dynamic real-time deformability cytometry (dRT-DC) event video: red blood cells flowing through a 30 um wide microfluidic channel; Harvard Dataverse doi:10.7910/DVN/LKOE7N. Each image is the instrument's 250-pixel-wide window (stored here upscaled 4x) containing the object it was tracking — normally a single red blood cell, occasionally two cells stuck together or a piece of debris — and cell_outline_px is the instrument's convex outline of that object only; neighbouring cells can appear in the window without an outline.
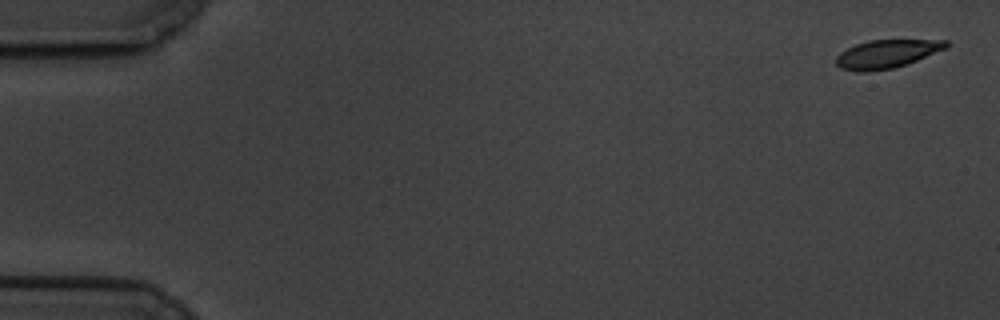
{"species": "common noctule bat (a hibernating species)", "species_latin": "Nyctalus noctula", "temperature_condition": "cold", "stored_images_in_passage": 7, "camera_frame_rate_fps": 3000, "um_per_image_px": 0.085, "animal": {"sex": "male", "body_mass_g": 19.5, "forearm_length_mm": 54.6}, "frame": {"image": 1, "passage_image": 1, "time_ms": 0.0, "image_size_px": [1000, 320], "cell_outline_px": [[948, 48], [908, 64], [892, 68], [868, 72], [856, 72], [840, 68], [836, 64], [836, 56], [840, 52], [856, 44], [868, 40], [948, 40]], "centroid_in_image_um": [75.38, 4.59], "position_along_channel_um": 9.6, "area_um2": 18.32}}
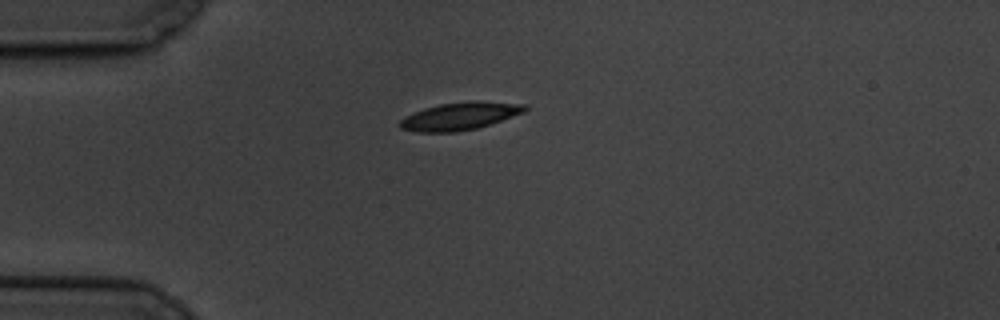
{"frame": {"image": 2, "passage_image": 5, "time_ms": 4.667, "image_size_px": [1000, 320], "cell_outline_px": [[528, 108], [524, 112], [476, 128], [456, 132], [416, 132], [400, 128], [400, 120], [404, 116], [424, 108], [440, 104], [468, 100], [476, 100], [528, 104]], "centroid_in_image_um": [39.08, 9.85], "position_along_channel_um": 45.9, "area_um2": 20.17}}
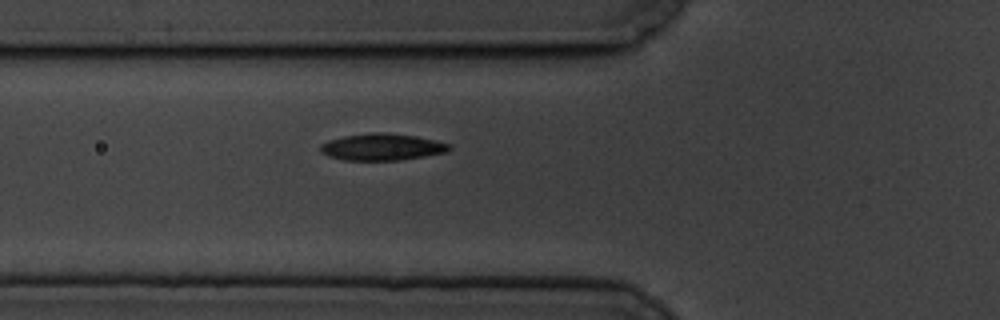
{"frame": {"image": 3, "passage_image": 7, "time_ms": 6.667, "image_size_px": [1000, 320], "cell_outline_px": [[452, 148], [444, 152], [424, 156], [396, 160], [344, 160], [328, 156], [320, 152], [320, 144], [328, 140], [344, 136], [372, 132], [380, 132], [416, 136], [436, 140], [452, 144]], "centroid_in_image_um": [32.45, 12.49], "position_along_channel_um": 93.3, "area_um2": 20.06}}